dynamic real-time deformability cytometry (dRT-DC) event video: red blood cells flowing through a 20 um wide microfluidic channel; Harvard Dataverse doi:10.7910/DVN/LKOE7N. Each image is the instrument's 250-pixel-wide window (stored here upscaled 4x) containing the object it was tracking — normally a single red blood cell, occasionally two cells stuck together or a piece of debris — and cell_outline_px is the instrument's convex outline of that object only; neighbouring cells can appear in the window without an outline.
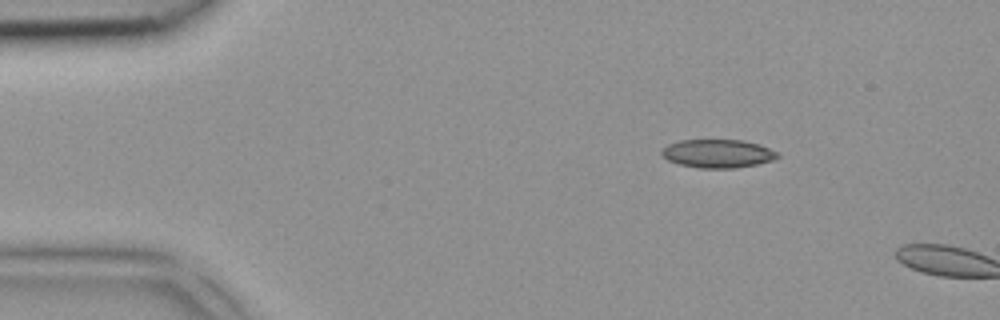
{"species": "common noctule bat (a hibernating species)", "species_latin": "Nyctalus noctula", "temperature_condition": "room temperature", "stored_images_in_passage": 2, "camera_frame_rate_fps": 3000, "um_per_image_px": 0.085, "animal": {"sex": "female", "body_mass_g": 18.4}, "frame": {"image": 1, "passage_image": 1, "time_ms": 0.0, "image_size_px": [1000, 320], "cell_outline_px": [[780, 156], [772, 160], [756, 164], [736, 168], [700, 168], [680, 164], [668, 160], [660, 152], [660, 148], [668, 144], [680, 140], [744, 140], [760, 144], [776, 152]], "centroid_in_image_um": [60.99, 13.04], "position_along_channel_um": 24.0, "area_um2": 19.13}}